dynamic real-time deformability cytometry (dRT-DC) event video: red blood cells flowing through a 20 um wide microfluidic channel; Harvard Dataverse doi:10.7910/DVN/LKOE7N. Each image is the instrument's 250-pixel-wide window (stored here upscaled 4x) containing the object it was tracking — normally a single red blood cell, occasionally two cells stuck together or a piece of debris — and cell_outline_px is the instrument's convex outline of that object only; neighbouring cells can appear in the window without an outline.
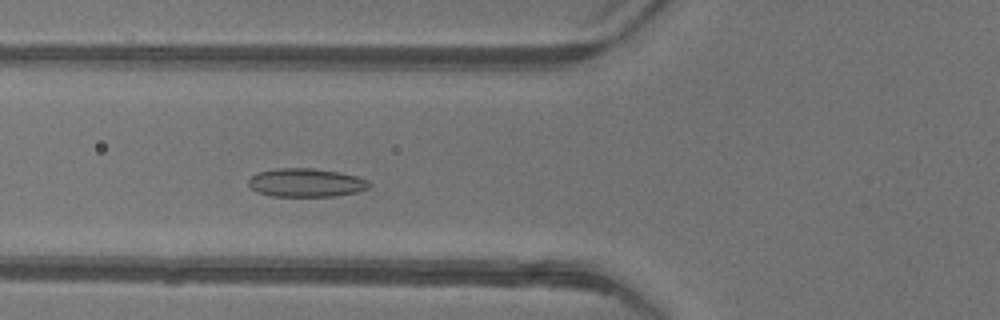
{"species": "common noctule bat (a hibernating species)", "species_latin": "Nyctalus noctula", "temperature_condition": "warm", "stored_images_in_passage": 45, "camera_frame_rate_fps": 3000, "um_per_image_px": 0.085, "animal": {"sex": "female"}, "frame": {"image": 1, "passage_image": 15, "time_ms": 4.667, "image_size_px": [1000, 320], "cell_outline_px": [[372, 184], [368, 188], [356, 192], [332, 196], [272, 196], [260, 192], [252, 188], [248, 184], [248, 180], [256, 172], [276, 168], [312, 168], [336, 172], [356, 176], [368, 180]], "centroid_in_image_um": [26.0, 15.52], "position_along_channel_um": 99.8, "area_um2": 19.88}}
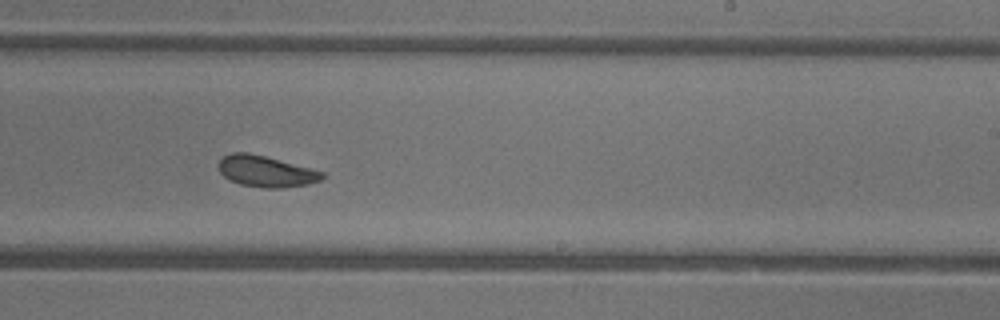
{"frame": {"image": 2, "passage_image": 27, "time_ms": 8.667, "image_size_px": [1000, 320], "cell_outline_px": [[324, 176], [320, 180], [308, 184], [284, 188], [264, 188], [240, 184], [228, 180], [220, 172], [220, 160], [224, 156], [232, 152], [248, 152], [264, 156], [324, 172]], "centroid_in_image_um": [22.59, 14.57], "position_along_channel_um": 266.4, "area_um2": 18.61}}
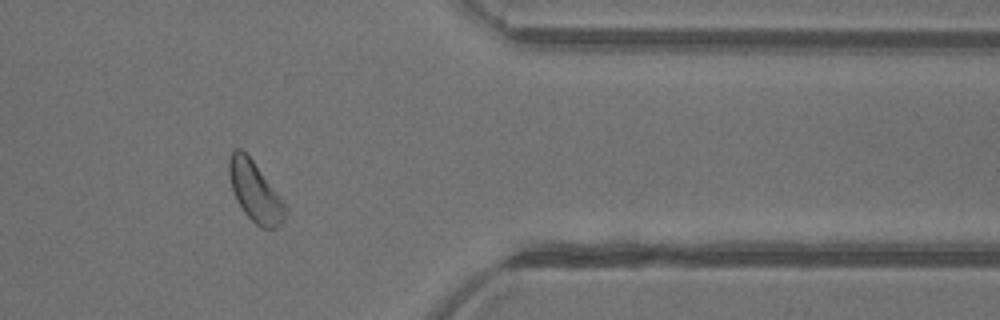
{"frame": {"image": 3, "passage_image": 37, "time_ms": 12.0, "image_size_px": [1000, 320], "cell_outline_px": [[288, 212], [284, 220], [276, 228], [260, 228], [244, 212], [236, 200], [232, 188], [228, 172], [228, 160], [232, 152], [236, 148], [240, 148], [252, 160], [284, 200], [288, 208]], "centroid_in_image_um": [21.71, 16.31], "position_along_channel_um": 389.7, "area_um2": 19.71}, "authors_computed_cell_mechanics": {"area_um2": 19.7098, "velocity_mm_per_s": 4.1579, "shape_relaxation_time_tau1_ms": 2.7779, "shape_relaxation_time_tau2_ms": 3.4044, "deformation_change_tau1": 0.0862, "deformation_change_tau2": 0.084}}